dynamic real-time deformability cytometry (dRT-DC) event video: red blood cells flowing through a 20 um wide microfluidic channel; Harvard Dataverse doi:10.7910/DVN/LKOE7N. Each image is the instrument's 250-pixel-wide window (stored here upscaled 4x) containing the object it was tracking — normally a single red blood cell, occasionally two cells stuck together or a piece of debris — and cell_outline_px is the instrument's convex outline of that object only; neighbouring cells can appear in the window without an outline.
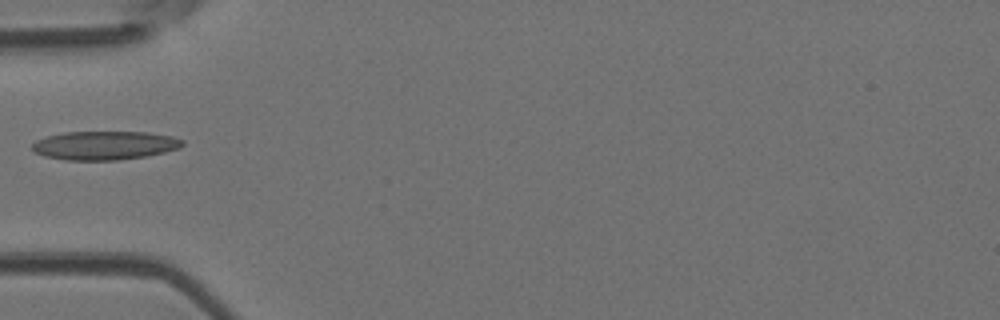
{"species": "Egyptian fruit bat (a non-hibernating species)", "species_latin": "Rousettus aegyptiacus", "temperature_condition": "room temperature", "stored_images_in_passage": 9, "camera_frame_rate_fps": 3000, "um_per_image_px": 0.085, "animal": {"sex": "female"}, "frame": {"image": 1, "passage_image": 1, "time_ms": 0.0, "image_size_px": [1000, 320], "cell_outline_px": [[184, 144], [180, 148], [164, 152], [144, 156], [116, 160], [64, 160], [44, 156], [36, 152], [32, 148], [32, 144], [36, 140], [48, 136], [64, 132], [148, 132], [172, 136], [184, 140]], "centroid_in_image_um": [8.9, 12.35], "position_along_channel_um": 76.1, "area_um2": 25.09}}
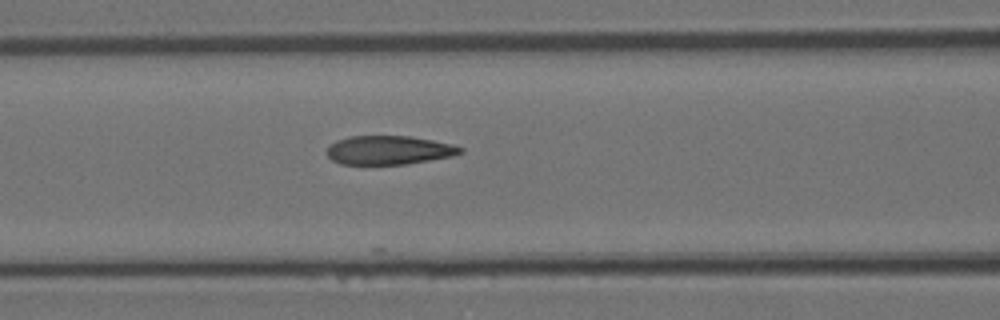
{"frame": {"image": 2, "passage_image": 5, "time_ms": 1.333, "image_size_px": [1000, 320], "cell_outline_px": [[464, 152], [452, 156], [404, 164], [340, 164], [332, 160], [328, 156], [328, 144], [336, 140], [348, 136], [408, 136], [432, 140], [452, 144], [464, 148]], "centroid_in_image_um": [33.04, 12.75], "position_along_channel_um": 133.6, "area_um2": 22.37}}
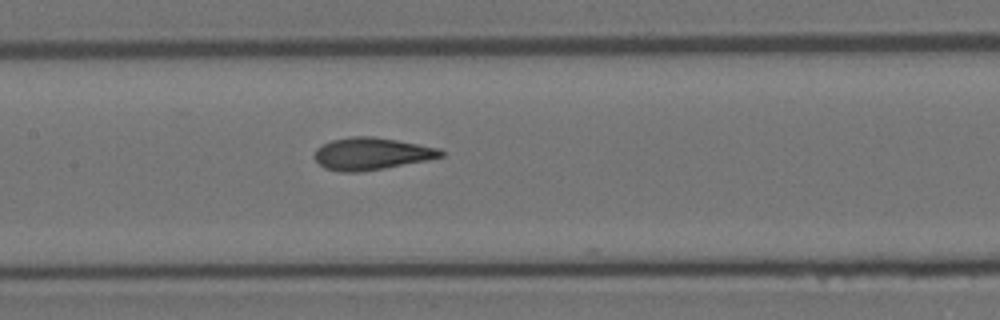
{"frame": {"image": 3, "passage_image": 8, "time_ms": 2.333, "image_size_px": [1000, 320], "cell_outline_px": [[444, 156], [428, 160], [384, 168], [360, 172], [340, 172], [324, 168], [316, 160], [316, 148], [332, 140], [352, 136], [372, 136], [396, 140], [440, 148], [444, 152]], "centroid_in_image_um": [31.6, 13.07], "position_along_channel_um": 175.8, "area_um2": 23.58}}